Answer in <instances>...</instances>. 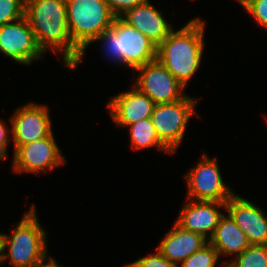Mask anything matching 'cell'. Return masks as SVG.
Returning <instances> with one entry per match:
<instances>
[{"instance_id": "6da1fadb", "label": "cell", "mask_w": 267, "mask_h": 267, "mask_svg": "<svg viewBox=\"0 0 267 267\" xmlns=\"http://www.w3.org/2000/svg\"><path fill=\"white\" fill-rule=\"evenodd\" d=\"M25 17L44 54L50 50L63 54L70 70L80 62L82 52L72 43L68 29L66 0H26Z\"/></svg>"}, {"instance_id": "7a4b0ae2", "label": "cell", "mask_w": 267, "mask_h": 267, "mask_svg": "<svg viewBox=\"0 0 267 267\" xmlns=\"http://www.w3.org/2000/svg\"><path fill=\"white\" fill-rule=\"evenodd\" d=\"M205 22L200 17L189 20L183 27L173 30L157 47L156 59L186 87L201 66Z\"/></svg>"}, {"instance_id": "3957f363", "label": "cell", "mask_w": 267, "mask_h": 267, "mask_svg": "<svg viewBox=\"0 0 267 267\" xmlns=\"http://www.w3.org/2000/svg\"><path fill=\"white\" fill-rule=\"evenodd\" d=\"M29 208L11 234L0 232V265L7 260L12 267H43L54 258L48 255V232L37 218L35 204Z\"/></svg>"}, {"instance_id": "277c9868", "label": "cell", "mask_w": 267, "mask_h": 267, "mask_svg": "<svg viewBox=\"0 0 267 267\" xmlns=\"http://www.w3.org/2000/svg\"><path fill=\"white\" fill-rule=\"evenodd\" d=\"M101 41L103 57L115 65H124L133 71L156 60L157 46L139 30L121 18H114L112 26L105 29L93 42ZM117 63V64H116Z\"/></svg>"}, {"instance_id": "5b68a950", "label": "cell", "mask_w": 267, "mask_h": 267, "mask_svg": "<svg viewBox=\"0 0 267 267\" xmlns=\"http://www.w3.org/2000/svg\"><path fill=\"white\" fill-rule=\"evenodd\" d=\"M66 12L72 43L82 52L75 69L83 60L88 46L112 26L115 17L105 0H66Z\"/></svg>"}, {"instance_id": "8992f818", "label": "cell", "mask_w": 267, "mask_h": 267, "mask_svg": "<svg viewBox=\"0 0 267 267\" xmlns=\"http://www.w3.org/2000/svg\"><path fill=\"white\" fill-rule=\"evenodd\" d=\"M199 98L186 96L184 99L164 104H155L151 120L159 139L175 154L180 146Z\"/></svg>"}, {"instance_id": "52a82bcc", "label": "cell", "mask_w": 267, "mask_h": 267, "mask_svg": "<svg viewBox=\"0 0 267 267\" xmlns=\"http://www.w3.org/2000/svg\"><path fill=\"white\" fill-rule=\"evenodd\" d=\"M217 157L203 152L201 160L184 175L187 199L195 201L227 202L235 193L224 181Z\"/></svg>"}, {"instance_id": "ba28073f", "label": "cell", "mask_w": 267, "mask_h": 267, "mask_svg": "<svg viewBox=\"0 0 267 267\" xmlns=\"http://www.w3.org/2000/svg\"><path fill=\"white\" fill-rule=\"evenodd\" d=\"M12 172L41 175L66 164L54 134L21 146H13Z\"/></svg>"}, {"instance_id": "9c48e42d", "label": "cell", "mask_w": 267, "mask_h": 267, "mask_svg": "<svg viewBox=\"0 0 267 267\" xmlns=\"http://www.w3.org/2000/svg\"><path fill=\"white\" fill-rule=\"evenodd\" d=\"M134 80L140 92L146 94L154 104L172 103L184 99V87L157 59L138 67Z\"/></svg>"}, {"instance_id": "30bf717a", "label": "cell", "mask_w": 267, "mask_h": 267, "mask_svg": "<svg viewBox=\"0 0 267 267\" xmlns=\"http://www.w3.org/2000/svg\"><path fill=\"white\" fill-rule=\"evenodd\" d=\"M0 52L16 63L28 66L44 54L25 16L0 26Z\"/></svg>"}, {"instance_id": "8fae6325", "label": "cell", "mask_w": 267, "mask_h": 267, "mask_svg": "<svg viewBox=\"0 0 267 267\" xmlns=\"http://www.w3.org/2000/svg\"><path fill=\"white\" fill-rule=\"evenodd\" d=\"M11 116L13 146L32 143L53 133L48 105L31 101L19 106Z\"/></svg>"}, {"instance_id": "7c38bea8", "label": "cell", "mask_w": 267, "mask_h": 267, "mask_svg": "<svg viewBox=\"0 0 267 267\" xmlns=\"http://www.w3.org/2000/svg\"><path fill=\"white\" fill-rule=\"evenodd\" d=\"M225 211L246 234L251 245H267V214L250 200L234 193Z\"/></svg>"}, {"instance_id": "4fadbf2b", "label": "cell", "mask_w": 267, "mask_h": 267, "mask_svg": "<svg viewBox=\"0 0 267 267\" xmlns=\"http://www.w3.org/2000/svg\"><path fill=\"white\" fill-rule=\"evenodd\" d=\"M221 208L226 209V202L187 199L175 222L183 229L200 234L209 241L224 214Z\"/></svg>"}, {"instance_id": "5bb4252c", "label": "cell", "mask_w": 267, "mask_h": 267, "mask_svg": "<svg viewBox=\"0 0 267 267\" xmlns=\"http://www.w3.org/2000/svg\"><path fill=\"white\" fill-rule=\"evenodd\" d=\"M154 102L135 86L128 91L118 93L107 103L112 121L118 127L127 126L146 118H151Z\"/></svg>"}, {"instance_id": "9a60e30c", "label": "cell", "mask_w": 267, "mask_h": 267, "mask_svg": "<svg viewBox=\"0 0 267 267\" xmlns=\"http://www.w3.org/2000/svg\"><path fill=\"white\" fill-rule=\"evenodd\" d=\"M120 18L148 37L157 47L174 30L162 11L151 5L150 1L135 6Z\"/></svg>"}, {"instance_id": "2e32d148", "label": "cell", "mask_w": 267, "mask_h": 267, "mask_svg": "<svg viewBox=\"0 0 267 267\" xmlns=\"http://www.w3.org/2000/svg\"><path fill=\"white\" fill-rule=\"evenodd\" d=\"M208 242L202 235L185 230L174 222L156 249L169 261L179 265Z\"/></svg>"}, {"instance_id": "e0dca14e", "label": "cell", "mask_w": 267, "mask_h": 267, "mask_svg": "<svg viewBox=\"0 0 267 267\" xmlns=\"http://www.w3.org/2000/svg\"><path fill=\"white\" fill-rule=\"evenodd\" d=\"M209 243L218 251L220 257L232 255L236 257L250 245L246 234L227 212L220 218Z\"/></svg>"}, {"instance_id": "ac0fdd59", "label": "cell", "mask_w": 267, "mask_h": 267, "mask_svg": "<svg viewBox=\"0 0 267 267\" xmlns=\"http://www.w3.org/2000/svg\"><path fill=\"white\" fill-rule=\"evenodd\" d=\"M131 147L134 150L156 147V150L166 154L174 153L159 139L151 118L143 119L139 122L127 126Z\"/></svg>"}, {"instance_id": "d6986e66", "label": "cell", "mask_w": 267, "mask_h": 267, "mask_svg": "<svg viewBox=\"0 0 267 267\" xmlns=\"http://www.w3.org/2000/svg\"><path fill=\"white\" fill-rule=\"evenodd\" d=\"M226 267H267V245H249L240 255L226 262Z\"/></svg>"}, {"instance_id": "ffe728a7", "label": "cell", "mask_w": 267, "mask_h": 267, "mask_svg": "<svg viewBox=\"0 0 267 267\" xmlns=\"http://www.w3.org/2000/svg\"><path fill=\"white\" fill-rule=\"evenodd\" d=\"M219 259L218 251L208 242L181 262L179 267H216ZM219 267H226V261H223Z\"/></svg>"}, {"instance_id": "44dd1931", "label": "cell", "mask_w": 267, "mask_h": 267, "mask_svg": "<svg viewBox=\"0 0 267 267\" xmlns=\"http://www.w3.org/2000/svg\"><path fill=\"white\" fill-rule=\"evenodd\" d=\"M26 0H0V26L25 16Z\"/></svg>"}, {"instance_id": "7402d4cb", "label": "cell", "mask_w": 267, "mask_h": 267, "mask_svg": "<svg viewBox=\"0 0 267 267\" xmlns=\"http://www.w3.org/2000/svg\"><path fill=\"white\" fill-rule=\"evenodd\" d=\"M251 15L257 25L267 30V0H236Z\"/></svg>"}, {"instance_id": "603a6c76", "label": "cell", "mask_w": 267, "mask_h": 267, "mask_svg": "<svg viewBox=\"0 0 267 267\" xmlns=\"http://www.w3.org/2000/svg\"><path fill=\"white\" fill-rule=\"evenodd\" d=\"M124 267H179V265L172 263L156 250L152 254L150 253L134 262L124 265Z\"/></svg>"}, {"instance_id": "cb8c5ba5", "label": "cell", "mask_w": 267, "mask_h": 267, "mask_svg": "<svg viewBox=\"0 0 267 267\" xmlns=\"http://www.w3.org/2000/svg\"><path fill=\"white\" fill-rule=\"evenodd\" d=\"M148 1L149 0H105L109 10L113 13L115 18H120L128 10Z\"/></svg>"}, {"instance_id": "d4e9b609", "label": "cell", "mask_w": 267, "mask_h": 267, "mask_svg": "<svg viewBox=\"0 0 267 267\" xmlns=\"http://www.w3.org/2000/svg\"><path fill=\"white\" fill-rule=\"evenodd\" d=\"M4 122L5 121L0 118V160L7 159V148L10 142L9 140L11 139V137H9V132L11 129H9Z\"/></svg>"}, {"instance_id": "484cf974", "label": "cell", "mask_w": 267, "mask_h": 267, "mask_svg": "<svg viewBox=\"0 0 267 267\" xmlns=\"http://www.w3.org/2000/svg\"><path fill=\"white\" fill-rule=\"evenodd\" d=\"M43 267H63L60 264H58L57 260H55L54 258L45 266Z\"/></svg>"}]
</instances>
